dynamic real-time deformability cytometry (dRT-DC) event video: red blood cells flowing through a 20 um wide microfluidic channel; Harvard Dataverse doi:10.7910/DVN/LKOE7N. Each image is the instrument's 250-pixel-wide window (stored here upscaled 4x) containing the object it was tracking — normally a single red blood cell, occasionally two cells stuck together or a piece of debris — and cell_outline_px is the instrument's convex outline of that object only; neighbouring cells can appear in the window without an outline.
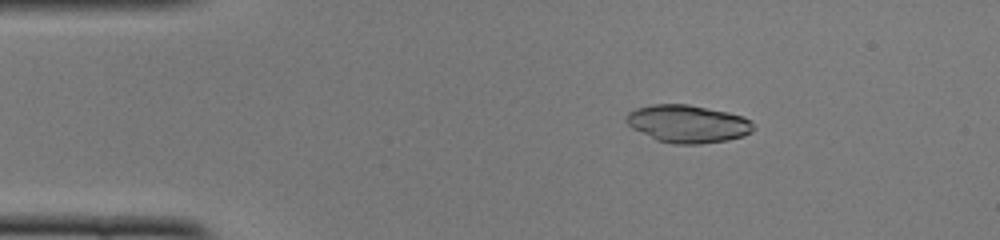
{"species": "common noctule bat (a hibernating species)", "species_latin": "Nyctalus noctula", "temperature_condition": "cold", "stored_images_in_passage": 47, "camera_frame_rate_fps": 3000, "um_per_image_px": 0.085, "animal": {"sex": "female", "body_mass_g": 22.0, "forearm_length_mm": 56.7}, "frame": {"image": 1, "passage_image": 6, "time_ms": 1.667, "image_size_px": [1000, 240], "cell_outline_px": [[756, 128], [752, 132], [744, 136], [728, 140], [700, 144], [672, 144], [656, 140], [632, 128], [624, 120], [628, 112], [636, 108], [652, 104], [688, 104], [728, 112], [752, 120], [756, 124]], "centroid_in_image_um": [58.48, 10.53], "position_along_channel_um": 26.5, "area_um2": 28.26}}